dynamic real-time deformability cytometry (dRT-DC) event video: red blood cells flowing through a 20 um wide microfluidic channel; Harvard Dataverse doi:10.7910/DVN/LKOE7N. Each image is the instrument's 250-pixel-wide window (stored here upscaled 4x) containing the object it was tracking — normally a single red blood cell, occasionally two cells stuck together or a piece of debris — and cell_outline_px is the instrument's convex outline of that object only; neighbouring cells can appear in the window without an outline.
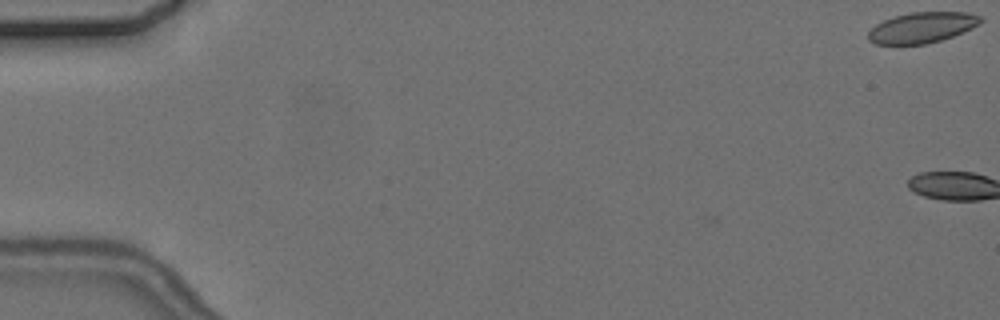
{"species": "common noctule bat (a hibernating species)", "species_latin": "Nyctalus noctula", "temperature_condition": "cold", "stored_images_in_passage": 5, "camera_frame_rate_fps": 3000, "um_per_image_px": 0.085, "animal": {"sex": "female", "body_mass_g": 24.6, "forearm_length_mm": 56.2}, "frame": {"image": 1, "passage_image": 1, "time_ms": 0.0, "image_size_px": [1000, 320], "cell_outline_px": [[984, 20], [980, 24], [972, 28], [952, 36], [940, 40], [924, 44], [876, 44], [868, 40], [868, 32], [876, 24], [884, 20], [896, 16], [912, 12], [968, 12], [984, 16]], "centroid_in_image_um": [78.42, 2.33], "position_along_channel_um": 6.6, "area_um2": 20.06}}